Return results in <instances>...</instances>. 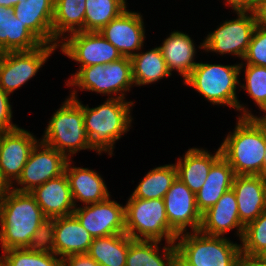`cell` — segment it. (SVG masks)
Instances as JSON below:
<instances>
[{"label": "cell", "mask_w": 266, "mask_h": 266, "mask_svg": "<svg viewBox=\"0 0 266 266\" xmlns=\"http://www.w3.org/2000/svg\"><path fill=\"white\" fill-rule=\"evenodd\" d=\"M42 209L30 192L13 189L0 202V243L2 251L27 248L44 222Z\"/></svg>", "instance_id": "6da1fadb"}, {"label": "cell", "mask_w": 266, "mask_h": 266, "mask_svg": "<svg viewBox=\"0 0 266 266\" xmlns=\"http://www.w3.org/2000/svg\"><path fill=\"white\" fill-rule=\"evenodd\" d=\"M220 150L236 175L264 176V124L254 117H238L233 133L227 135Z\"/></svg>", "instance_id": "7a4b0ae2"}, {"label": "cell", "mask_w": 266, "mask_h": 266, "mask_svg": "<svg viewBox=\"0 0 266 266\" xmlns=\"http://www.w3.org/2000/svg\"><path fill=\"white\" fill-rule=\"evenodd\" d=\"M82 107L84 126L90 139V147L101 154L102 151L113 154L114 143L129 131L132 119L130 110L134 105L126 99L108 98L95 108H89L79 101ZM131 107V109H130Z\"/></svg>", "instance_id": "3957f363"}, {"label": "cell", "mask_w": 266, "mask_h": 266, "mask_svg": "<svg viewBox=\"0 0 266 266\" xmlns=\"http://www.w3.org/2000/svg\"><path fill=\"white\" fill-rule=\"evenodd\" d=\"M244 64L221 65L198 63L184 84L196 89L208 101L216 105H227L241 112L239 117H254L236 96L238 76Z\"/></svg>", "instance_id": "277c9868"}, {"label": "cell", "mask_w": 266, "mask_h": 266, "mask_svg": "<svg viewBox=\"0 0 266 266\" xmlns=\"http://www.w3.org/2000/svg\"><path fill=\"white\" fill-rule=\"evenodd\" d=\"M44 132L41 142L55 148L68 159L71 154H76L80 150H92L84 126L82 107L75 90L53 114Z\"/></svg>", "instance_id": "5b68a950"}, {"label": "cell", "mask_w": 266, "mask_h": 266, "mask_svg": "<svg viewBox=\"0 0 266 266\" xmlns=\"http://www.w3.org/2000/svg\"><path fill=\"white\" fill-rule=\"evenodd\" d=\"M177 240V254L190 266H239L240 245L223 236L199 230L179 234Z\"/></svg>", "instance_id": "8992f818"}, {"label": "cell", "mask_w": 266, "mask_h": 266, "mask_svg": "<svg viewBox=\"0 0 266 266\" xmlns=\"http://www.w3.org/2000/svg\"><path fill=\"white\" fill-rule=\"evenodd\" d=\"M125 206V233L133 240H158L176 243L163 199L129 198Z\"/></svg>", "instance_id": "52a82bcc"}, {"label": "cell", "mask_w": 266, "mask_h": 266, "mask_svg": "<svg viewBox=\"0 0 266 266\" xmlns=\"http://www.w3.org/2000/svg\"><path fill=\"white\" fill-rule=\"evenodd\" d=\"M72 75L67 81V86H78L81 90L108 94L111 95L110 98H113V94H119L115 98L125 99V92L130 91L134 85L131 60L128 57L105 65L82 67Z\"/></svg>", "instance_id": "ba28073f"}, {"label": "cell", "mask_w": 266, "mask_h": 266, "mask_svg": "<svg viewBox=\"0 0 266 266\" xmlns=\"http://www.w3.org/2000/svg\"><path fill=\"white\" fill-rule=\"evenodd\" d=\"M236 13L238 15L236 19L225 21L215 31L209 33L199 48L220 55L234 54L243 60L257 24L253 11Z\"/></svg>", "instance_id": "9c48e42d"}, {"label": "cell", "mask_w": 266, "mask_h": 266, "mask_svg": "<svg viewBox=\"0 0 266 266\" xmlns=\"http://www.w3.org/2000/svg\"><path fill=\"white\" fill-rule=\"evenodd\" d=\"M58 45L42 44L30 51L3 52L0 56V87L11 94L35 76Z\"/></svg>", "instance_id": "30bf717a"}, {"label": "cell", "mask_w": 266, "mask_h": 266, "mask_svg": "<svg viewBox=\"0 0 266 266\" xmlns=\"http://www.w3.org/2000/svg\"><path fill=\"white\" fill-rule=\"evenodd\" d=\"M67 35L62 37L58 46L61 45V51L68 58L81 64L79 70L96 64L105 65L123 57L117 48L97 31H79Z\"/></svg>", "instance_id": "8fae6325"}, {"label": "cell", "mask_w": 266, "mask_h": 266, "mask_svg": "<svg viewBox=\"0 0 266 266\" xmlns=\"http://www.w3.org/2000/svg\"><path fill=\"white\" fill-rule=\"evenodd\" d=\"M67 161L68 158L62 153L40 141L32 149L21 175L16 180L22 187L11 188L18 192H31L35 187L63 174Z\"/></svg>", "instance_id": "7c38bea8"}, {"label": "cell", "mask_w": 266, "mask_h": 266, "mask_svg": "<svg viewBox=\"0 0 266 266\" xmlns=\"http://www.w3.org/2000/svg\"><path fill=\"white\" fill-rule=\"evenodd\" d=\"M73 214L93 238L125 233V206L110 196L98 203L76 207Z\"/></svg>", "instance_id": "4fadbf2b"}, {"label": "cell", "mask_w": 266, "mask_h": 266, "mask_svg": "<svg viewBox=\"0 0 266 266\" xmlns=\"http://www.w3.org/2000/svg\"><path fill=\"white\" fill-rule=\"evenodd\" d=\"M163 200L169 226L177 235L186 232L188 226L192 232L200 230L202 214L197 208L195 193L178 177Z\"/></svg>", "instance_id": "5bb4252c"}, {"label": "cell", "mask_w": 266, "mask_h": 266, "mask_svg": "<svg viewBox=\"0 0 266 266\" xmlns=\"http://www.w3.org/2000/svg\"><path fill=\"white\" fill-rule=\"evenodd\" d=\"M38 142L33 134L20 127L0 132V171L11 186L21 175L32 149Z\"/></svg>", "instance_id": "9a60e30c"}, {"label": "cell", "mask_w": 266, "mask_h": 266, "mask_svg": "<svg viewBox=\"0 0 266 266\" xmlns=\"http://www.w3.org/2000/svg\"><path fill=\"white\" fill-rule=\"evenodd\" d=\"M98 32L113 44L123 57H133L135 51H139L144 45L142 15L127 9Z\"/></svg>", "instance_id": "2e32d148"}, {"label": "cell", "mask_w": 266, "mask_h": 266, "mask_svg": "<svg viewBox=\"0 0 266 266\" xmlns=\"http://www.w3.org/2000/svg\"><path fill=\"white\" fill-rule=\"evenodd\" d=\"M232 189L235 193L240 221L247 225L266 211V177L236 175Z\"/></svg>", "instance_id": "e0dca14e"}, {"label": "cell", "mask_w": 266, "mask_h": 266, "mask_svg": "<svg viewBox=\"0 0 266 266\" xmlns=\"http://www.w3.org/2000/svg\"><path fill=\"white\" fill-rule=\"evenodd\" d=\"M30 194L49 219L71 215L76 208L65 172L35 187Z\"/></svg>", "instance_id": "ac0fdd59"}, {"label": "cell", "mask_w": 266, "mask_h": 266, "mask_svg": "<svg viewBox=\"0 0 266 266\" xmlns=\"http://www.w3.org/2000/svg\"><path fill=\"white\" fill-rule=\"evenodd\" d=\"M244 226L240 221L237 199L231 188L214 206L202 214L200 231L210 236H224L226 232L237 228V235L241 239Z\"/></svg>", "instance_id": "d6986e66"}, {"label": "cell", "mask_w": 266, "mask_h": 266, "mask_svg": "<svg viewBox=\"0 0 266 266\" xmlns=\"http://www.w3.org/2000/svg\"><path fill=\"white\" fill-rule=\"evenodd\" d=\"M13 12L42 44L53 45L54 0L20 1L13 7Z\"/></svg>", "instance_id": "ffe728a7"}, {"label": "cell", "mask_w": 266, "mask_h": 266, "mask_svg": "<svg viewBox=\"0 0 266 266\" xmlns=\"http://www.w3.org/2000/svg\"><path fill=\"white\" fill-rule=\"evenodd\" d=\"M93 239L74 214L55 218L54 246L60 258L88 253Z\"/></svg>", "instance_id": "44dd1931"}, {"label": "cell", "mask_w": 266, "mask_h": 266, "mask_svg": "<svg viewBox=\"0 0 266 266\" xmlns=\"http://www.w3.org/2000/svg\"><path fill=\"white\" fill-rule=\"evenodd\" d=\"M71 163V159H68L64 172L68 179L75 207L77 201L87 205L101 202L110 196L103 178L96 171L74 167L71 166Z\"/></svg>", "instance_id": "7402d4cb"}, {"label": "cell", "mask_w": 266, "mask_h": 266, "mask_svg": "<svg viewBox=\"0 0 266 266\" xmlns=\"http://www.w3.org/2000/svg\"><path fill=\"white\" fill-rule=\"evenodd\" d=\"M235 176L234 170L222 156L212 164L203 186L195 194L197 208L201 214L214 206L221 196L232 188Z\"/></svg>", "instance_id": "603a6c76"}, {"label": "cell", "mask_w": 266, "mask_h": 266, "mask_svg": "<svg viewBox=\"0 0 266 266\" xmlns=\"http://www.w3.org/2000/svg\"><path fill=\"white\" fill-rule=\"evenodd\" d=\"M221 156L220 147L215 154L200 148H190L175 163L177 177L193 192L197 193L203 186L212 164Z\"/></svg>", "instance_id": "cb8c5ba5"}, {"label": "cell", "mask_w": 266, "mask_h": 266, "mask_svg": "<svg viewBox=\"0 0 266 266\" xmlns=\"http://www.w3.org/2000/svg\"><path fill=\"white\" fill-rule=\"evenodd\" d=\"M159 47L170 73L176 70L185 81L198 64L194 62L196 48L193 40L186 33L173 31Z\"/></svg>", "instance_id": "d4e9b609"}, {"label": "cell", "mask_w": 266, "mask_h": 266, "mask_svg": "<svg viewBox=\"0 0 266 266\" xmlns=\"http://www.w3.org/2000/svg\"><path fill=\"white\" fill-rule=\"evenodd\" d=\"M42 43L14 16L12 8L0 6V50L30 51Z\"/></svg>", "instance_id": "484cf974"}, {"label": "cell", "mask_w": 266, "mask_h": 266, "mask_svg": "<svg viewBox=\"0 0 266 266\" xmlns=\"http://www.w3.org/2000/svg\"><path fill=\"white\" fill-rule=\"evenodd\" d=\"M158 240H133L129 236V248L125 266H174L176 244L167 243L160 255Z\"/></svg>", "instance_id": "4316f807"}, {"label": "cell", "mask_w": 266, "mask_h": 266, "mask_svg": "<svg viewBox=\"0 0 266 266\" xmlns=\"http://www.w3.org/2000/svg\"><path fill=\"white\" fill-rule=\"evenodd\" d=\"M86 0H54L52 21L53 45L60 43L59 38L84 31Z\"/></svg>", "instance_id": "83f0119b"}, {"label": "cell", "mask_w": 266, "mask_h": 266, "mask_svg": "<svg viewBox=\"0 0 266 266\" xmlns=\"http://www.w3.org/2000/svg\"><path fill=\"white\" fill-rule=\"evenodd\" d=\"M129 248L126 233L94 238L88 255L101 266H125Z\"/></svg>", "instance_id": "f1b7e54d"}, {"label": "cell", "mask_w": 266, "mask_h": 266, "mask_svg": "<svg viewBox=\"0 0 266 266\" xmlns=\"http://www.w3.org/2000/svg\"><path fill=\"white\" fill-rule=\"evenodd\" d=\"M130 60L133 81L136 86L151 84L172 75L168 70L160 47L145 53L137 52Z\"/></svg>", "instance_id": "f546056e"}, {"label": "cell", "mask_w": 266, "mask_h": 266, "mask_svg": "<svg viewBox=\"0 0 266 266\" xmlns=\"http://www.w3.org/2000/svg\"><path fill=\"white\" fill-rule=\"evenodd\" d=\"M177 178V168L167 164L149 171L129 198L163 199Z\"/></svg>", "instance_id": "4dcf8cb0"}, {"label": "cell", "mask_w": 266, "mask_h": 266, "mask_svg": "<svg viewBox=\"0 0 266 266\" xmlns=\"http://www.w3.org/2000/svg\"><path fill=\"white\" fill-rule=\"evenodd\" d=\"M84 31H100L126 10V0H86Z\"/></svg>", "instance_id": "1f68e13d"}, {"label": "cell", "mask_w": 266, "mask_h": 266, "mask_svg": "<svg viewBox=\"0 0 266 266\" xmlns=\"http://www.w3.org/2000/svg\"><path fill=\"white\" fill-rule=\"evenodd\" d=\"M57 255L39 254L27 248H12L3 251L2 266H62V258Z\"/></svg>", "instance_id": "d6a6232c"}, {"label": "cell", "mask_w": 266, "mask_h": 266, "mask_svg": "<svg viewBox=\"0 0 266 266\" xmlns=\"http://www.w3.org/2000/svg\"><path fill=\"white\" fill-rule=\"evenodd\" d=\"M241 255L257 256L266 248V211L244 226Z\"/></svg>", "instance_id": "836d02e7"}, {"label": "cell", "mask_w": 266, "mask_h": 266, "mask_svg": "<svg viewBox=\"0 0 266 266\" xmlns=\"http://www.w3.org/2000/svg\"><path fill=\"white\" fill-rule=\"evenodd\" d=\"M245 89L257 106L262 110L266 105V67L246 64L245 65Z\"/></svg>", "instance_id": "e575fe53"}, {"label": "cell", "mask_w": 266, "mask_h": 266, "mask_svg": "<svg viewBox=\"0 0 266 266\" xmlns=\"http://www.w3.org/2000/svg\"><path fill=\"white\" fill-rule=\"evenodd\" d=\"M54 227L55 218H46L33 234L27 249L39 254L56 255V249L54 246Z\"/></svg>", "instance_id": "d590c367"}, {"label": "cell", "mask_w": 266, "mask_h": 266, "mask_svg": "<svg viewBox=\"0 0 266 266\" xmlns=\"http://www.w3.org/2000/svg\"><path fill=\"white\" fill-rule=\"evenodd\" d=\"M244 61L266 67V28L256 25Z\"/></svg>", "instance_id": "8d00e7d4"}, {"label": "cell", "mask_w": 266, "mask_h": 266, "mask_svg": "<svg viewBox=\"0 0 266 266\" xmlns=\"http://www.w3.org/2000/svg\"><path fill=\"white\" fill-rule=\"evenodd\" d=\"M9 94L0 87V132H8L18 128L12 123V107L9 102Z\"/></svg>", "instance_id": "74e56055"}, {"label": "cell", "mask_w": 266, "mask_h": 266, "mask_svg": "<svg viewBox=\"0 0 266 266\" xmlns=\"http://www.w3.org/2000/svg\"><path fill=\"white\" fill-rule=\"evenodd\" d=\"M62 266H101L87 253L67 256L62 259Z\"/></svg>", "instance_id": "f35d334b"}, {"label": "cell", "mask_w": 266, "mask_h": 266, "mask_svg": "<svg viewBox=\"0 0 266 266\" xmlns=\"http://www.w3.org/2000/svg\"><path fill=\"white\" fill-rule=\"evenodd\" d=\"M226 5H231L235 12L254 11L257 0H226Z\"/></svg>", "instance_id": "ab89813d"}, {"label": "cell", "mask_w": 266, "mask_h": 266, "mask_svg": "<svg viewBox=\"0 0 266 266\" xmlns=\"http://www.w3.org/2000/svg\"><path fill=\"white\" fill-rule=\"evenodd\" d=\"M254 14L256 24L260 27L266 28V0H257Z\"/></svg>", "instance_id": "60d3db41"}, {"label": "cell", "mask_w": 266, "mask_h": 266, "mask_svg": "<svg viewBox=\"0 0 266 266\" xmlns=\"http://www.w3.org/2000/svg\"><path fill=\"white\" fill-rule=\"evenodd\" d=\"M239 266H266V263L257 256L241 255Z\"/></svg>", "instance_id": "b9f144b4"}, {"label": "cell", "mask_w": 266, "mask_h": 266, "mask_svg": "<svg viewBox=\"0 0 266 266\" xmlns=\"http://www.w3.org/2000/svg\"><path fill=\"white\" fill-rule=\"evenodd\" d=\"M11 185L9 182L3 177L1 171H0V202L3 200V198L9 193L11 190Z\"/></svg>", "instance_id": "7bdbcfd3"}, {"label": "cell", "mask_w": 266, "mask_h": 266, "mask_svg": "<svg viewBox=\"0 0 266 266\" xmlns=\"http://www.w3.org/2000/svg\"><path fill=\"white\" fill-rule=\"evenodd\" d=\"M20 1H26V0H0V6H5L12 8L18 4Z\"/></svg>", "instance_id": "ee69618b"}, {"label": "cell", "mask_w": 266, "mask_h": 266, "mask_svg": "<svg viewBox=\"0 0 266 266\" xmlns=\"http://www.w3.org/2000/svg\"><path fill=\"white\" fill-rule=\"evenodd\" d=\"M174 266H190L178 254L176 255Z\"/></svg>", "instance_id": "f6af8a7d"}, {"label": "cell", "mask_w": 266, "mask_h": 266, "mask_svg": "<svg viewBox=\"0 0 266 266\" xmlns=\"http://www.w3.org/2000/svg\"><path fill=\"white\" fill-rule=\"evenodd\" d=\"M261 111H263L264 113H266V105L264 106V108L261 110ZM254 118L258 121V122H260L261 124H265L266 125V114H265V116H263V117H258V116H254Z\"/></svg>", "instance_id": "bcb514c9"}, {"label": "cell", "mask_w": 266, "mask_h": 266, "mask_svg": "<svg viewBox=\"0 0 266 266\" xmlns=\"http://www.w3.org/2000/svg\"><path fill=\"white\" fill-rule=\"evenodd\" d=\"M264 132H265V156H264V176L266 177V125L264 124Z\"/></svg>", "instance_id": "7dc6e473"}, {"label": "cell", "mask_w": 266, "mask_h": 266, "mask_svg": "<svg viewBox=\"0 0 266 266\" xmlns=\"http://www.w3.org/2000/svg\"><path fill=\"white\" fill-rule=\"evenodd\" d=\"M257 257L266 263V248L262 252H260Z\"/></svg>", "instance_id": "c3c4849f"}]
</instances>
